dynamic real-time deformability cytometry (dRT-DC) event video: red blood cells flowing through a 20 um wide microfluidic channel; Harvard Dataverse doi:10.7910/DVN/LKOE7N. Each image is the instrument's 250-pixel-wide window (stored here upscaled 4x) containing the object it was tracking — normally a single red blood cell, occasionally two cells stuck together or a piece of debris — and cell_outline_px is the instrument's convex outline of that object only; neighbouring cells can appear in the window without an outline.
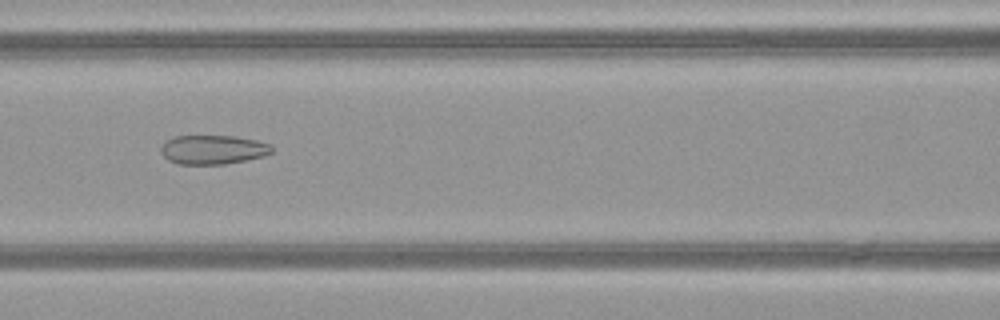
{"species": "common noctule bat (a hibernating species)", "species_latin": "Nyctalus noctula", "temperature_condition": "warm", "stored_images_in_passage": 50, "camera_frame_rate_fps": 3000, "um_per_image_px": 0.085, "animal": {"sex": "female", "body_mass_g": 21.9}, "frame": {"image": 1, "passage_image": 22, "time_ms": 7.0, "image_size_px": [1000, 320], "cell_outline_px": [[272, 152], [264, 156], [224, 164], [176, 164], [168, 160], [160, 152], [160, 148], [172, 136], [236, 136], [256, 140], [272, 144]], "centroid_in_image_um": [18.1, 12.71], "position_along_channel_um": 148.5, "area_um2": 18.84}}
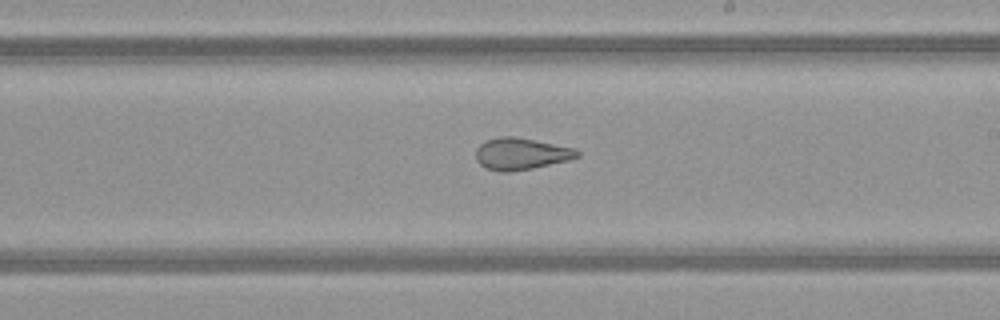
{"frame": {"image": 2, "passage_image": 29, "time_ms": 9.333, "image_size_px": [1000, 320], "cell_outline_px": [[580, 156], [568, 160], [532, 168], [508, 172], [500, 172], [484, 168], [476, 160], [476, 148], [484, 140], [500, 136], [512, 136], [576, 148], [580, 152]], "centroid_in_image_um": [44.26, 13.07], "position_along_channel_um": 244.7, "area_um2": 18.84}}
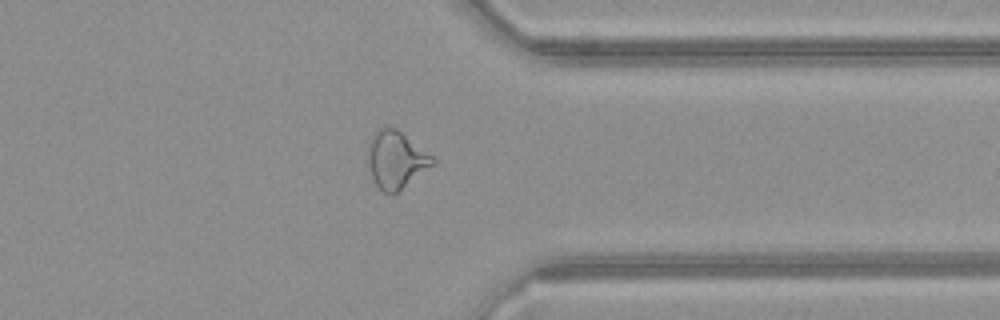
{"frame": {"image": 3, "passage_image": 39, "time_ms": 12.667, "image_size_px": [1000, 320], "cell_outline_px": [[436, 164], [392, 196], [384, 192], [376, 184], [372, 176], [368, 160], [368, 144], [376, 128], [384, 124], [388, 124], [396, 128], [432, 156], [436, 160]], "centroid_in_image_um": [33.66, 13.55], "position_along_channel_um": 377.7, "area_um2": 21.85}, "authors_computed_cell_mechanics": {"area_um2": 24.1893, "velocity_mm_per_s": 4.1341, "shape_relaxation_time_tau1_ms": null, "shape_relaxation_time_tau2_ms": 1.4766, "deformation_change_tau1": null, "deformation_change_tau2": 0.098}}